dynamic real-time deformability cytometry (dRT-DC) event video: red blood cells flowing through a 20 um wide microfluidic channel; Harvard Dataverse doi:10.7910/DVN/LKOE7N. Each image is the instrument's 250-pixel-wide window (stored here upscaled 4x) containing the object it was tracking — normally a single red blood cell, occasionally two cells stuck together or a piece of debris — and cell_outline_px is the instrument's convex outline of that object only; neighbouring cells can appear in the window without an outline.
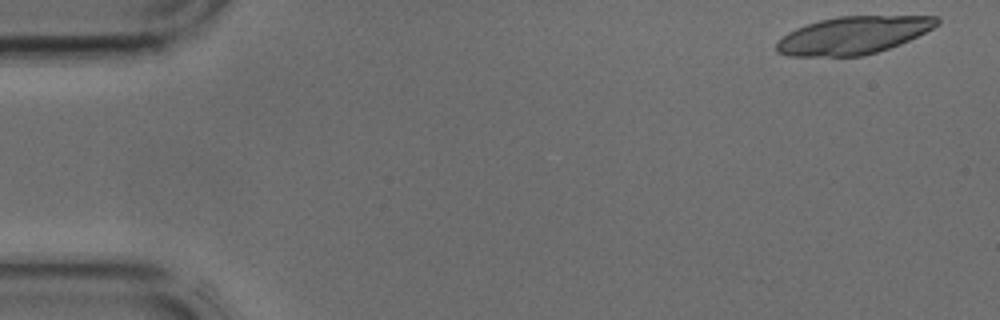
{"species": "common noctule bat (a hibernating species)", "species_latin": "Nyctalus noctula", "temperature_condition": "cold", "stored_images_in_passage": 22, "camera_frame_rate_fps": 3000, "um_per_image_px": 0.085, "animal": {"sex": "male", "body_mass_g": 17.9, "forearm_length_mm": 54.2}, "frame": {"image": 1, "passage_image": 1, "time_ms": 0.0, "image_size_px": [1000, 320], "cell_outline_px": [[940, 24], [900, 44], [864, 56], [788, 56], [776, 52], [776, 44], [788, 32], [796, 28], [820, 20], [840, 16], [936, 16], [940, 20]], "centroid_in_image_um": [72.51, 3.0], "position_along_channel_um": 12.5, "area_um2": 34.85}}